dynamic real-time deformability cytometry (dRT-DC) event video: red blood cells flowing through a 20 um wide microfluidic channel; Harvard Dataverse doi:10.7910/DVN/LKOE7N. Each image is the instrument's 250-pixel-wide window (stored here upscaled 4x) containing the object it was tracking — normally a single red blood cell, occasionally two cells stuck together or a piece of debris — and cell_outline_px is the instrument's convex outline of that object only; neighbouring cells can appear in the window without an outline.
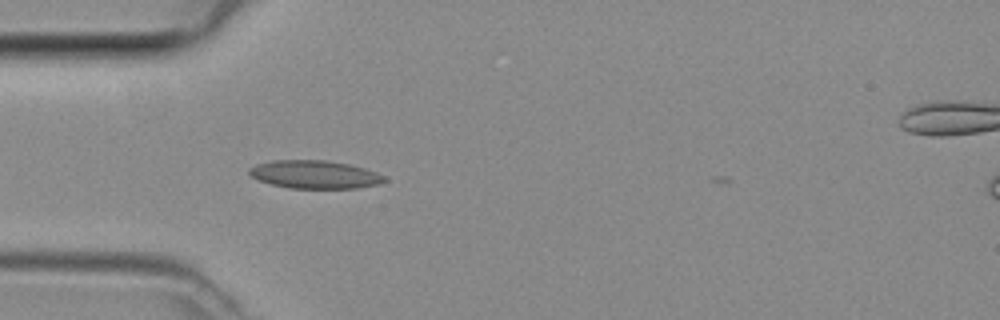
{"species": "common noctule bat (a hibernating species)", "species_latin": "Nyctalus noctula", "temperature_condition": "room temperature", "stored_images_in_passage": 2, "camera_frame_rate_fps": 3000, "um_per_image_px": 0.085, "animal": {"sex": "female", "body_mass_g": 29.2, "forearm_length_mm": 56.3}, "frame": {"image": 1, "passage_image": 1, "time_ms": 0.0, "image_size_px": [1000, 320], "cell_outline_px": [[388, 180], [376, 184], [356, 188], [288, 188], [272, 184], [260, 180], [252, 176], [248, 172], [248, 168], [256, 164], [272, 160], [324, 160], [348, 164], [364, 168], [376, 172], [384, 176]], "centroid_in_image_um": [26.73, 14.82], "position_along_channel_um": 58.3, "area_um2": 21.96}}